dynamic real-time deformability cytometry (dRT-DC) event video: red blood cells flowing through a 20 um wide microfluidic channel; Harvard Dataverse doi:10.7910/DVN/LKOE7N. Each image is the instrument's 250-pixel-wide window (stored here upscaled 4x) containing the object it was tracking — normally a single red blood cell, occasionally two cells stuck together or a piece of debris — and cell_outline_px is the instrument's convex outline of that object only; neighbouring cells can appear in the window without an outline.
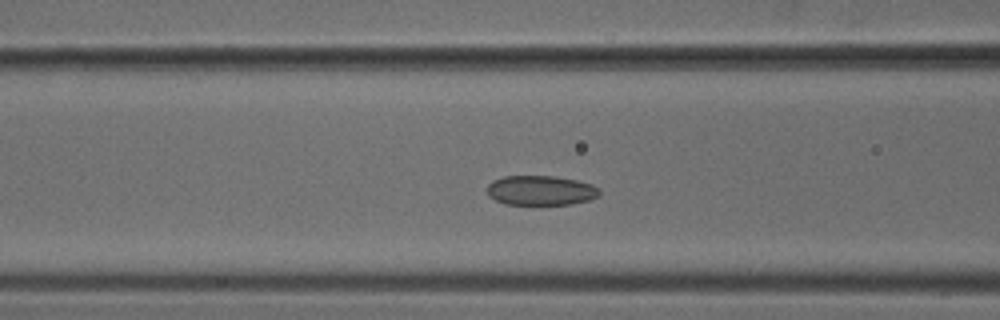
{"species": "common noctule bat (a hibernating species)", "species_latin": "Nyctalus noctula", "temperature_condition": "cold", "stored_images_in_passage": 47, "camera_frame_rate_fps": 3000, "um_per_image_px": 0.085, "animal": {"sex": "male", "body_mass_g": 18.8}, "frame": {"image": 1, "passage_image": 16, "time_ms": 5.0, "image_size_px": [1000, 320], "cell_outline_px": [[600, 192], [596, 196], [588, 200], [572, 204], [504, 204], [488, 196], [488, 184], [492, 180], [504, 176], [556, 176], [576, 180], [592, 184], [600, 188]], "centroid_in_image_um": [45.95, 16.18], "position_along_channel_um": 120.6, "area_um2": 19.42}}
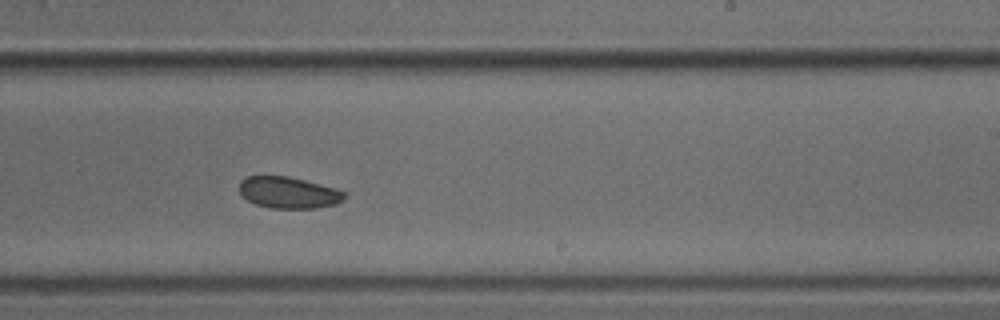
{"frame": {"image": 2, "passage_image": 27, "time_ms": 8.667, "image_size_px": [1000, 320], "cell_outline_px": [[344, 200], [336, 204], [316, 208], [272, 208], [256, 204], [248, 200], [240, 192], [240, 180], [244, 176], [288, 176], [336, 188], [344, 192]], "centroid_in_image_um": [24.52, 16.36], "position_along_channel_um": 264.5, "area_um2": 19.19}}
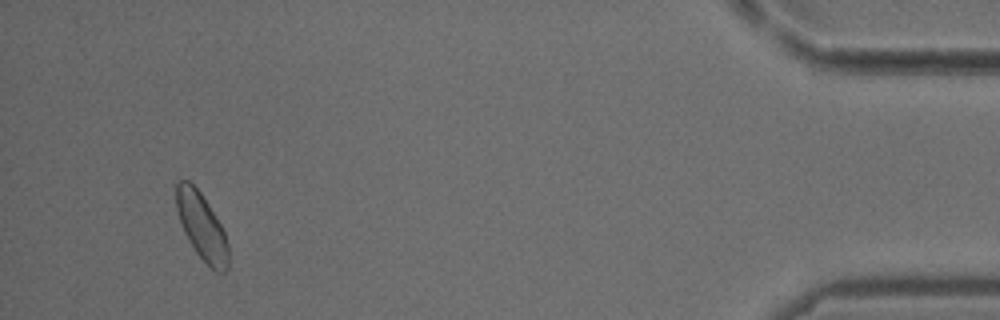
{"frame": {"image": 3, "passage_image": 44, "time_ms": 14.333, "image_size_px": [1000, 320], "cell_outline_px": [[228, 268], [224, 272], [216, 272], [196, 252], [188, 240], [184, 232], [176, 208], [176, 184], [180, 180], [188, 180], [200, 192], [208, 204], [220, 224], [224, 232], [228, 244]], "centroid_in_image_um": [17.14, 19.25], "position_along_channel_um": 418.1, "area_um2": 19.88}}